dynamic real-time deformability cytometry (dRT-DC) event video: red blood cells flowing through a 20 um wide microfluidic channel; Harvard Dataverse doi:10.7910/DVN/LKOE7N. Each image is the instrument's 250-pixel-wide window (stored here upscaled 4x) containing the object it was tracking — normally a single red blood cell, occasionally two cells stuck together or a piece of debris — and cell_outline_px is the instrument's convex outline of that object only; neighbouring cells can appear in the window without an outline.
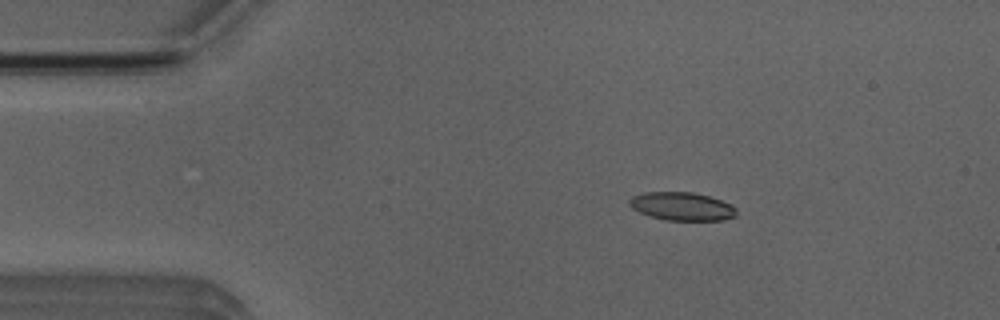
{"species": "Egyptian fruit bat (a non-hibernating species)", "species_latin": "Rousettus aegyptiacus", "temperature_condition": "room temperature", "stored_images_in_passage": 6, "camera_frame_rate_fps": 3000, "um_per_image_px": 0.085, "animal": {"sex": "male"}, "frame": {"image": 1, "passage_image": 2, "time_ms": 1.0, "image_size_px": [1000, 320], "cell_outline_px": [[736, 216], [724, 220], [664, 220], [640, 212], [632, 208], [628, 204], [628, 200], [632, 196], [644, 192], [692, 192], [708, 196], [732, 204], [736, 208]], "centroid_in_image_um": [57.96, 17.54], "position_along_channel_um": 27.0, "area_um2": 17.63}}
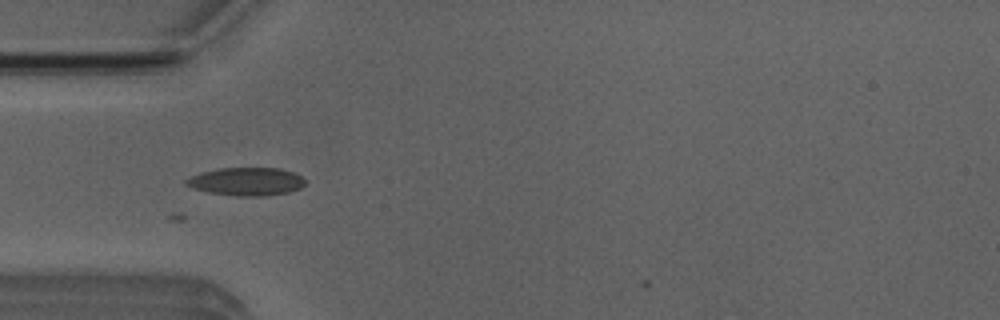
{"frame": {"image": 2, "passage_image": 4, "time_ms": 3.333, "image_size_px": [1000, 320], "cell_outline_px": [[304, 184], [300, 188], [288, 192], [268, 196], [236, 196], [208, 192], [192, 188], [184, 184], [184, 180], [200, 172], [220, 168], [280, 168], [292, 172], [300, 176], [304, 180]], "centroid_in_image_um": [20.91, 15.43], "position_along_channel_um": 64.1, "area_um2": 19.48}}